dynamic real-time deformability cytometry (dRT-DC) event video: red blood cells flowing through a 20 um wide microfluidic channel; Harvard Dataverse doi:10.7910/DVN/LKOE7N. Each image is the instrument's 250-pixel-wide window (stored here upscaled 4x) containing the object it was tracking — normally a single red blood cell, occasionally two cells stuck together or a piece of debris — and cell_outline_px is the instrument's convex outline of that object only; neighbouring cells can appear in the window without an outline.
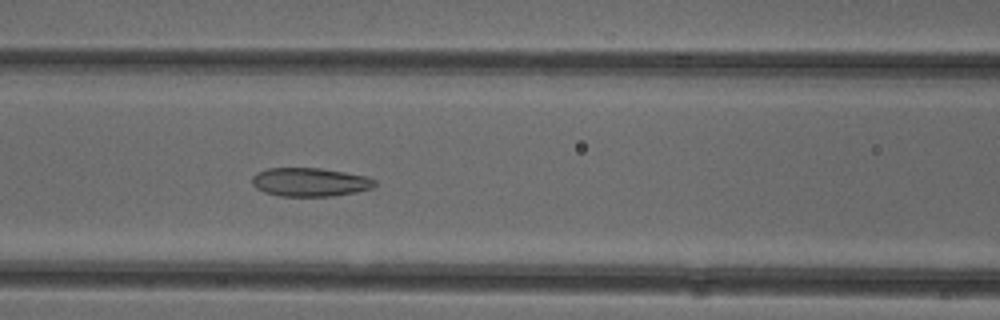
{"species": "common noctule bat (a hibernating species)", "species_latin": "Nyctalus noctula", "temperature_condition": "cold", "stored_images_in_passage": 52, "camera_frame_rate_fps": 3000, "um_per_image_px": 0.085, "animal": {"sex": "female"}, "frame": {"image": 1, "passage_image": 22, "time_ms": 7.0, "image_size_px": [1000, 320], "cell_outline_px": [[376, 184], [372, 188], [356, 192], [332, 196], [280, 196], [264, 192], [256, 188], [252, 184], [252, 176], [256, 172], [268, 168], [320, 168], [344, 172], [364, 176], [376, 180]], "centroid_in_image_um": [26.32, 15.48], "position_along_channel_um": 140.3, "area_um2": 20.46}}
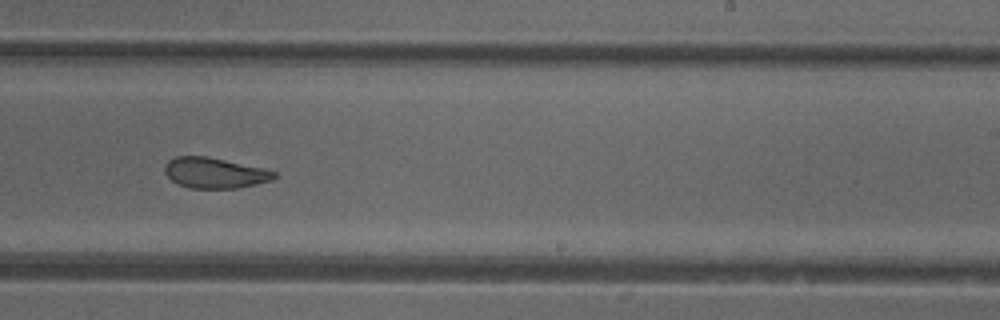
{"frame": {"image": 2, "passage_image": 32, "time_ms": 10.333, "image_size_px": [1000, 320], "cell_outline_px": [[276, 176], [272, 180], [256, 184], [236, 188], [188, 188], [172, 180], [164, 172], [164, 168], [168, 160], [176, 156], [208, 156], [264, 168], [276, 172]], "centroid_in_image_um": [18.25, 14.69], "position_along_channel_um": 270.8, "area_um2": 19.48}}
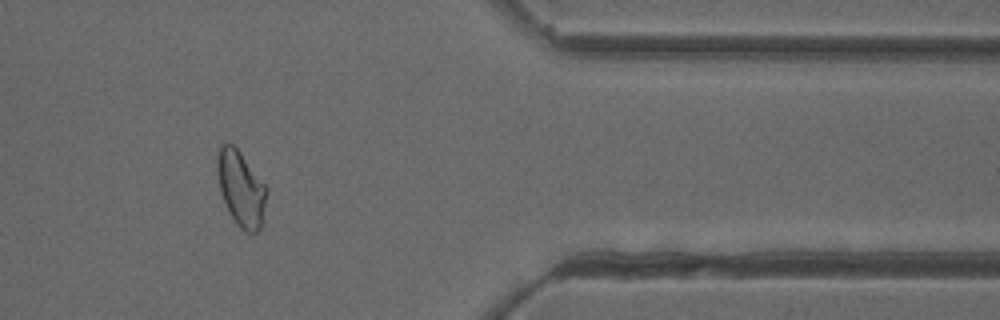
{"frame": {"image": 3, "passage_image": 43, "time_ms": 14.0, "image_size_px": [1000, 320], "cell_outline_px": [[268, 192], [264, 220], [260, 228], [256, 232], [244, 232], [236, 224], [220, 192], [216, 168], [216, 156], [220, 144], [228, 140], [240, 152], [268, 188]], "centroid_in_image_um": [20.49, 16.01], "position_along_channel_um": 390.9, "area_um2": 22.02}, "authors_computed_cell_mechanics": {"area_um2": 22.2241, "velocity_mm_per_s": 3.9247, "shape_relaxation_time_tau1_ms": null, "shape_relaxation_time_tau2_ms": 2.0248, "deformation_change_tau1": null, "deformation_change_tau2": 0.091}}